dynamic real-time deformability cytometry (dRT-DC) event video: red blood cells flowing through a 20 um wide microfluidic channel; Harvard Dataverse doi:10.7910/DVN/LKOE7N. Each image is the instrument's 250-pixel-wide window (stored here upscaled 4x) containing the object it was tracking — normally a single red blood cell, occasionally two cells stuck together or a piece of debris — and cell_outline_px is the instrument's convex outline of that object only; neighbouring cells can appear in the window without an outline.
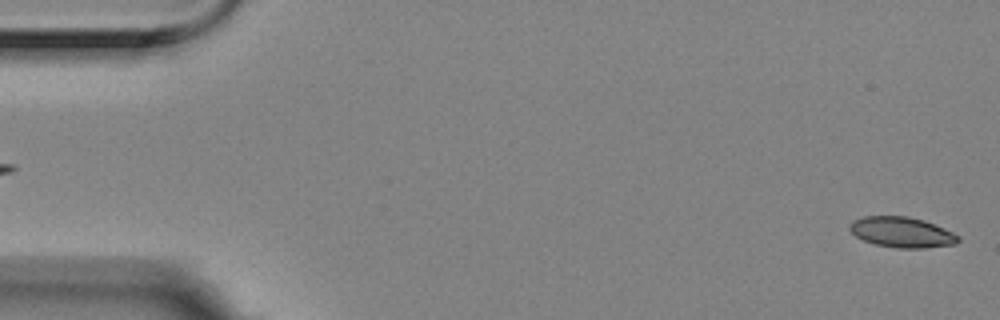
{"species": "Egyptian fruit bat (a non-hibernating species)", "species_latin": "Rousettus aegyptiacus", "temperature_condition": "room temperature", "stored_images_in_passage": 4, "segment_of_instrument_passage": [2, 2], "camera_frame_rate_fps": 3000, "um_per_image_px": 0.085, "animal": {"sex": "female"}, "frame": {"image": 1, "passage_image": 4, "time_ms": 1.0, "image_size_px": [1000, 320], "cell_outline_px": [[960, 240], [956, 244], [924, 248], [896, 248], [876, 244], [864, 240], [856, 236], [848, 228], [848, 224], [852, 220], [864, 216], [908, 216], [924, 220], [944, 228], [960, 236]], "centroid_in_image_um": [76.65, 19.73], "position_along_channel_um": 8.3, "area_um2": 19.36}}